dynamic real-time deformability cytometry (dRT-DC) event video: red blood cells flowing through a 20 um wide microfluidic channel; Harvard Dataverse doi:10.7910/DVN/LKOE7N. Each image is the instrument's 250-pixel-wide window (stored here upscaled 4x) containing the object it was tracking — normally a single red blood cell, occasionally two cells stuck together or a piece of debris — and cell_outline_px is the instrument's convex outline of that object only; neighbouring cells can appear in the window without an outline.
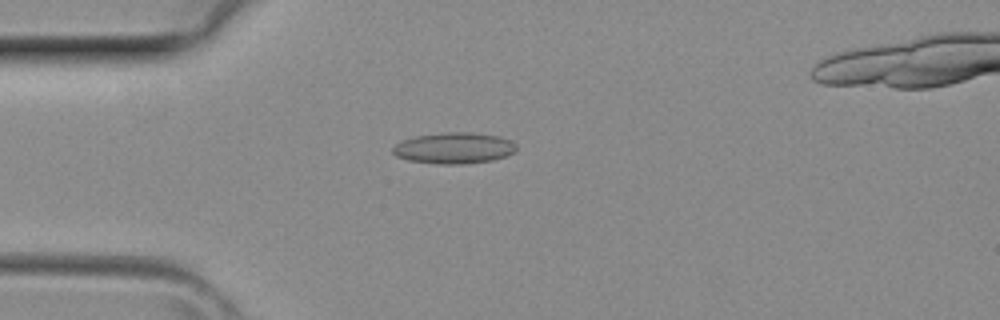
{"species": "common noctule bat (a hibernating species)", "species_latin": "Nyctalus noctula", "temperature_condition": "room temperature", "stored_images_in_passage": 38, "camera_frame_rate_fps": 3000, "um_per_image_px": 0.085, "animal": {"sex": "female", "body_mass_g": 29.2, "forearm_length_mm": 56.3}, "frame": {"image": 1, "passage_image": 10, "time_ms": 3.0, "image_size_px": [1000, 320], "cell_outline_px": [[516, 152], [508, 156], [492, 160], [464, 164], [436, 164], [408, 160], [396, 156], [392, 152], [392, 148], [396, 144], [404, 140], [416, 136], [448, 132], [472, 132], [500, 136], [512, 140], [516, 144]], "centroid_in_image_um": [38.64, 12.59], "position_along_channel_um": 46.4, "area_um2": 22.6}}
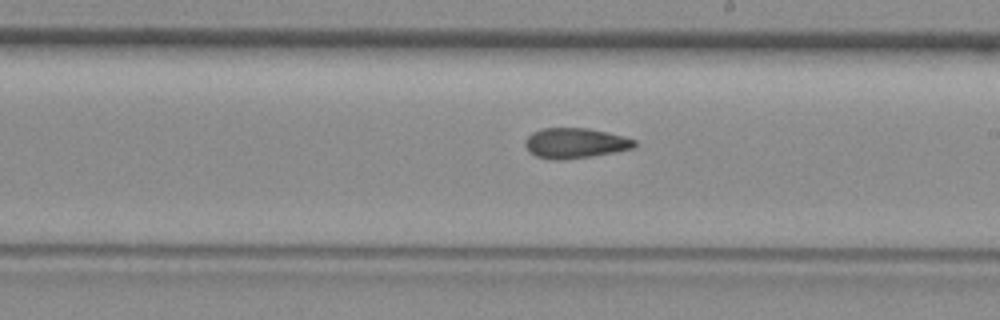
{"frame": {"image": 2, "passage_image": 22, "time_ms": 7.0, "image_size_px": [1000, 320], "cell_outline_px": [[636, 148], [592, 156], [564, 160], [552, 160], [536, 156], [528, 152], [524, 144], [524, 140], [532, 132], [544, 128], [588, 128], [608, 132], [624, 136], [636, 140]], "centroid_in_image_um": [48.88, 12.17], "position_along_channel_um": 240.1, "area_um2": 19.54}}
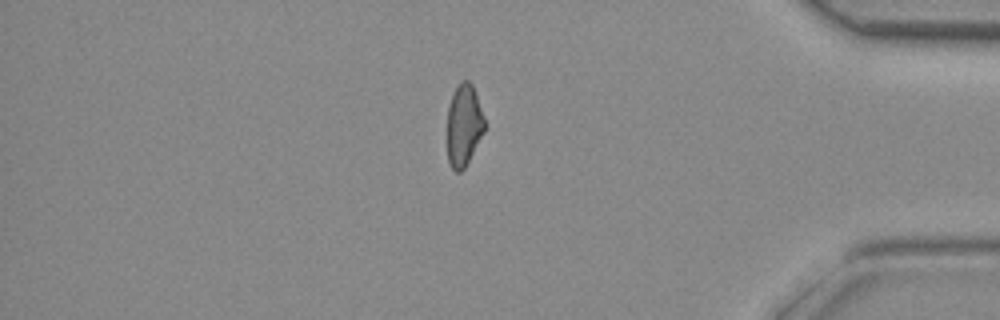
{"frame": {"image": 3, "passage_image": 33, "time_ms": 10.667, "image_size_px": [1000, 320], "cell_outline_px": [[484, 132], [464, 168], [460, 172], [456, 172], [452, 168], [448, 160], [448, 108], [456, 84], [460, 80], [468, 80], [472, 84], [484, 120]], "centroid_in_image_um": [39.41, 10.63], "position_along_channel_um": 395.8, "area_um2": 17.46}}